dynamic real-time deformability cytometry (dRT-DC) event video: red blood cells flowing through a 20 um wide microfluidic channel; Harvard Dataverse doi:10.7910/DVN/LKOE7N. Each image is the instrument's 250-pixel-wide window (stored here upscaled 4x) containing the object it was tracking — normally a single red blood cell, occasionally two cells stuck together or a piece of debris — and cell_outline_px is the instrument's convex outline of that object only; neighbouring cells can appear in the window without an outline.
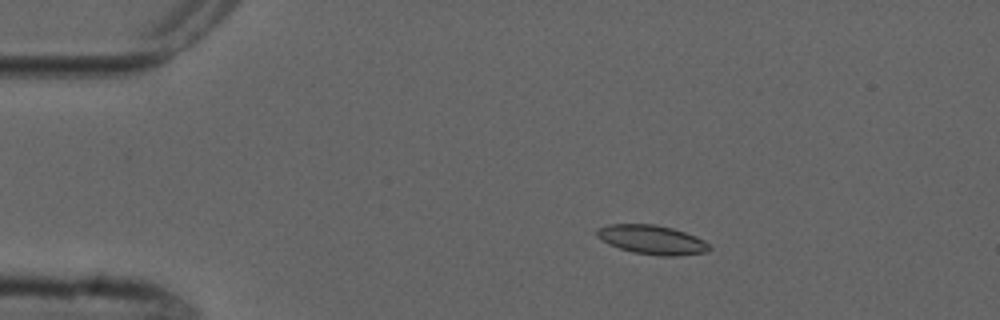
{"species": "common noctule bat (a hibernating species)", "species_latin": "Nyctalus noctula", "temperature_condition": "cold", "stored_images_in_passage": 5, "camera_frame_rate_fps": 3000, "um_per_image_px": 0.085, "animal": {"sex": "male", "forearm_length_mm": 52.5}, "frame": {"image": 1, "passage_image": 2, "time_ms": 1.333, "image_size_px": [1000, 320], "cell_outline_px": [[712, 248], [708, 252], [676, 256], [660, 256], [632, 252], [608, 244], [596, 236], [596, 228], [608, 224], [656, 224], [672, 228], [696, 236], [704, 240]], "centroid_in_image_um": [55.41, 20.37], "position_along_channel_um": 29.6, "area_um2": 19.25}}
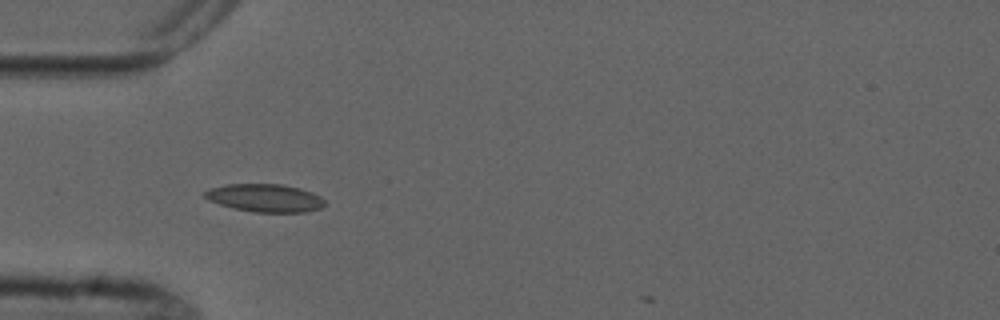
{"frame": {"image": 2, "passage_image": 4, "time_ms": 3.667, "image_size_px": [1000, 320], "cell_outline_px": [[324, 204], [320, 208], [308, 212], [256, 212], [232, 208], [208, 200], [204, 196], [204, 192], [212, 188], [228, 184], [280, 184], [300, 188], [312, 192], [320, 196], [324, 200]], "centroid_in_image_um": [22.54, 16.83], "position_along_channel_um": 62.5, "area_um2": 19.42}}